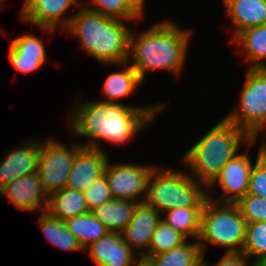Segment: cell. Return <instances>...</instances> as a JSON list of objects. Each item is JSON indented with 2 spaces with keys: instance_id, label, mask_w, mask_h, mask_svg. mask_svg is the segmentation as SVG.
<instances>
[{
  "instance_id": "1",
  "label": "cell",
  "mask_w": 266,
  "mask_h": 266,
  "mask_svg": "<svg viewBox=\"0 0 266 266\" xmlns=\"http://www.w3.org/2000/svg\"><path fill=\"white\" fill-rule=\"evenodd\" d=\"M74 107L71 129L76 135L91 140L84 142L85 144L80 143L81 146L103 150L99 144L100 140L115 145L133 140L138 131L153 122L165 104L160 102L155 106L134 107L124 103L93 100L76 104Z\"/></svg>"
},
{
  "instance_id": "2",
  "label": "cell",
  "mask_w": 266,
  "mask_h": 266,
  "mask_svg": "<svg viewBox=\"0 0 266 266\" xmlns=\"http://www.w3.org/2000/svg\"><path fill=\"white\" fill-rule=\"evenodd\" d=\"M191 32L164 20L136 34L131 31L127 61L144 81L152 70L172 71L181 74L184 67ZM131 59V60H130Z\"/></svg>"
},
{
  "instance_id": "3",
  "label": "cell",
  "mask_w": 266,
  "mask_h": 266,
  "mask_svg": "<svg viewBox=\"0 0 266 266\" xmlns=\"http://www.w3.org/2000/svg\"><path fill=\"white\" fill-rule=\"evenodd\" d=\"M125 22L103 16L83 4L65 30L78 39L86 54L101 63L114 65L128 59L132 29Z\"/></svg>"
},
{
  "instance_id": "4",
  "label": "cell",
  "mask_w": 266,
  "mask_h": 266,
  "mask_svg": "<svg viewBox=\"0 0 266 266\" xmlns=\"http://www.w3.org/2000/svg\"><path fill=\"white\" fill-rule=\"evenodd\" d=\"M254 141L244 130L223 118L186 152L182 163L197 182L208 187L223 166L238 154L240 145L251 147Z\"/></svg>"
},
{
  "instance_id": "5",
  "label": "cell",
  "mask_w": 266,
  "mask_h": 266,
  "mask_svg": "<svg viewBox=\"0 0 266 266\" xmlns=\"http://www.w3.org/2000/svg\"><path fill=\"white\" fill-rule=\"evenodd\" d=\"M206 188L190 172L154 167L147 182L145 202L160 213L177 207H203L209 193Z\"/></svg>"
},
{
  "instance_id": "6",
  "label": "cell",
  "mask_w": 266,
  "mask_h": 266,
  "mask_svg": "<svg viewBox=\"0 0 266 266\" xmlns=\"http://www.w3.org/2000/svg\"><path fill=\"white\" fill-rule=\"evenodd\" d=\"M207 197L197 241L203 255L210 244L226 248L225 252H242L247 222L240 209L236 204L214 202L210 193Z\"/></svg>"
},
{
  "instance_id": "7",
  "label": "cell",
  "mask_w": 266,
  "mask_h": 266,
  "mask_svg": "<svg viewBox=\"0 0 266 266\" xmlns=\"http://www.w3.org/2000/svg\"><path fill=\"white\" fill-rule=\"evenodd\" d=\"M239 100V107L224 118L256 139L266 130V68L248 69Z\"/></svg>"
},
{
  "instance_id": "8",
  "label": "cell",
  "mask_w": 266,
  "mask_h": 266,
  "mask_svg": "<svg viewBox=\"0 0 266 266\" xmlns=\"http://www.w3.org/2000/svg\"><path fill=\"white\" fill-rule=\"evenodd\" d=\"M82 147L80 143H74L68 148L51 137L40 142L37 172L41 186L48 196L66 188L76 154Z\"/></svg>"
},
{
  "instance_id": "9",
  "label": "cell",
  "mask_w": 266,
  "mask_h": 266,
  "mask_svg": "<svg viewBox=\"0 0 266 266\" xmlns=\"http://www.w3.org/2000/svg\"><path fill=\"white\" fill-rule=\"evenodd\" d=\"M155 166L131 163L111 164L105 169L113 199L144 202L147 194V182ZM140 198V201H138ZM138 199V200H137Z\"/></svg>"
},
{
  "instance_id": "10",
  "label": "cell",
  "mask_w": 266,
  "mask_h": 266,
  "mask_svg": "<svg viewBox=\"0 0 266 266\" xmlns=\"http://www.w3.org/2000/svg\"><path fill=\"white\" fill-rule=\"evenodd\" d=\"M254 164L250 160L247 152L238 153L229 160L222 168L220 174L207 187V190L217 187V183L224 191V195L215 200L218 203L236 204L248 193L250 174Z\"/></svg>"
},
{
  "instance_id": "11",
  "label": "cell",
  "mask_w": 266,
  "mask_h": 266,
  "mask_svg": "<svg viewBox=\"0 0 266 266\" xmlns=\"http://www.w3.org/2000/svg\"><path fill=\"white\" fill-rule=\"evenodd\" d=\"M80 0H25L20 14L21 21L29 22L47 32L54 33L57 26L66 29L72 16L61 17L71 6L81 7ZM61 21V24L59 22Z\"/></svg>"
},
{
  "instance_id": "12",
  "label": "cell",
  "mask_w": 266,
  "mask_h": 266,
  "mask_svg": "<svg viewBox=\"0 0 266 266\" xmlns=\"http://www.w3.org/2000/svg\"><path fill=\"white\" fill-rule=\"evenodd\" d=\"M108 154L104 150L82 147L76 154L66 188L84 192L105 173Z\"/></svg>"
},
{
  "instance_id": "13",
  "label": "cell",
  "mask_w": 266,
  "mask_h": 266,
  "mask_svg": "<svg viewBox=\"0 0 266 266\" xmlns=\"http://www.w3.org/2000/svg\"><path fill=\"white\" fill-rule=\"evenodd\" d=\"M3 194L16 208L23 211H47L49 196L41 186L38 172L25 175L4 186L0 190V196Z\"/></svg>"
},
{
  "instance_id": "14",
  "label": "cell",
  "mask_w": 266,
  "mask_h": 266,
  "mask_svg": "<svg viewBox=\"0 0 266 266\" xmlns=\"http://www.w3.org/2000/svg\"><path fill=\"white\" fill-rule=\"evenodd\" d=\"M162 217L159 211L148 205L145 201L136 205L132 219L121 232V235L123 240L132 249L133 247L145 249H142L141 252L138 253L139 257L142 258L148 251L152 235Z\"/></svg>"
},
{
  "instance_id": "15",
  "label": "cell",
  "mask_w": 266,
  "mask_h": 266,
  "mask_svg": "<svg viewBox=\"0 0 266 266\" xmlns=\"http://www.w3.org/2000/svg\"><path fill=\"white\" fill-rule=\"evenodd\" d=\"M40 152V141L33 139L23 146L13 148L0 161V190L25 175L36 173Z\"/></svg>"
},
{
  "instance_id": "16",
  "label": "cell",
  "mask_w": 266,
  "mask_h": 266,
  "mask_svg": "<svg viewBox=\"0 0 266 266\" xmlns=\"http://www.w3.org/2000/svg\"><path fill=\"white\" fill-rule=\"evenodd\" d=\"M88 248L97 266H135L141 260H135L138 253L135 254L118 232H109L87 247L86 251Z\"/></svg>"
},
{
  "instance_id": "17",
  "label": "cell",
  "mask_w": 266,
  "mask_h": 266,
  "mask_svg": "<svg viewBox=\"0 0 266 266\" xmlns=\"http://www.w3.org/2000/svg\"><path fill=\"white\" fill-rule=\"evenodd\" d=\"M234 26V38L248 28L266 24V0H222Z\"/></svg>"
},
{
  "instance_id": "18",
  "label": "cell",
  "mask_w": 266,
  "mask_h": 266,
  "mask_svg": "<svg viewBox=\"0 0 266 266\" xmlns=\"http://www.w3.org/2000/svg\"><path fill=\"white\" fill-rule=\"evenodd\" d=\"M128 61L115 64L122 65L124 70L111 73L107 76L103 86L102 93L104 98L99 101L107 103H121L120 98H126L133 94L138 85L143 82L138 72L130 65Z\"/></svg>"
},
{
  "instance_id": "19",
  "label": "cell",
  "mask_w": 266,
  "mask_h": 266,
  "mask_svg": "<svg viewBox=\"0 0 266 266\" xmlns=\"http://www.w3.org/2000/svg\"><path fill=\"white\" fill-rule=\"evenodd\" d=\"M236 42L246 53L249 68H266V24L245 29L229 43L235 45Z\"/></svg>"
},
{
  "instance_id": "20",
  "label": "cell",
  "mask_w": 266,
  "mask_h": 266,
  "mask_svg": "<svg viewBox=\"0 0 266 266\" xmlns=\"http://www.w3.org/2000/svg\"><path fill=\"white\" fill-rule=\"evenodd\" d=\"M47 211L62 221L89 212L84 193L69 188L56 191L49 196Z\"/></svg>"
},
{
  "instance_id": "21",
  "label": "cell",
  "mask_w": 266,
  "mask_h": 266,
  "mask_svg": "<svg viewBox=\"0 0 266 266\" xmlns=\"http://www.w3.org/2000/svg\"><path fill=\"white\" fill-rule=\"evenodd\" d=\"M139 202L112 199L93 211L110 232L121 233L132 219L136 205Z\"/></svg>"
},
{
  "instance_id": "22",
  "label": "cell",
  "mask_w": 266,
  "mask_h": 266,
  "mask_svg": "<svg viewBox=\"0 0 266 266\" xmlns=\"http://www.w3.org/2000/svg\"><path fill=\"white\" fill-rule=\"evenodd\" d=\"M64 222L84 250L110 232L93 212L66 219Z\"/></svg>"
},
{
  "instance_id": "23",
  "label": "cell",
  "mask_w": 266,
  "mask_h": 266,
  "mask_svg": "<svg viewBox=\"0 0 266 266\" xmlns=\"http://www.w3.org/2000/svg\"><path fill=\"white\" fill-rule=\"evenodd\" d=\"M37 222L47 240L54 246L68 251H85L65 222L53 217L48 211L42 212Z\"/></svg>"
},
{
  "instance_id": "24",
  "label": "cell",
  "mask_w": 266,
  "mask_h": 266,
  "mask_svg": "<svg viewBox=\"0 0 266 266\" xmlns=\"http://www.w3.org/2000/svg\"><path fill=\"white\" fill-rule=\"evenodd\" d=\"M205 256L198 242H185L169 251L151 255L146 261L151 266H195Z\"/></svg>"
},
{
  "instance_id": "25",
  "label": "cell",
  "mask_w": 266,
  "mask_h": 266,
  "mask_svg": "<svg viewBox=\"0 0 266 266\" xmlns=\"http://www.w3.org/2000/svg\"><path fill=\"white\" fill-rule=\"evenodd\" d=\"M202 209L203 207H177L163 213L166 216L162 219L187 239H198Z\"/></svg>"
},
{
  "instance_id": "26",
  "label": "cell",
  "mask_w": 266,
  "mask_h": 266,
  "mask_svg": "<svg viewBox=\"0 0 266 266\" xmlns=\"http://www.w3.org/2000/svg\"><path fill=\"white\" fill-rule=\"evenodd\" d=\"M188 239L168 225L163 219L158 223L152 235L146 254L141 258L147 260L151 255H157L184 244Z\"/></svg>"
},
{
  "instance_id": "27",
  "label": "cell",
  "mask_w": 266,
  "mask_h": 266,
  "mask_svg": "<svg viewBox=\"0 0 266 266\" xmlns=\"http://www.w3.org/2000/svg\"><path fill=\"white\" fill-rule=\"evenodd\" d=\"M243 253L253 264L266 260V221L247 223Z\"/></svg>"
},
{
  "instance_id": "28",
  "label": "cell",
  "mask_w": 266,
  "mask_h": 266,
  "mask_svg": "<svg viewBox=\"0 0 266 266\" xmlns=\"http://www.w3.org/2000/svg\"><path fill=\"white\" fill-rule=\"evenodd\" d=\"M90 2L91 5H94L93 7L90 4L86 5L90 10L100 13L106 17L122 21L142 19V16L129 4L127 0H91Z\"/></svg>"
},
{
  "instance_id": "29",
  "label": "cell",
  "mask_w": 266,
  "mask_h": 266,
  "mask_svg": "<svg viewBox=\"0 0 266 266\" xmlns=\"http://www.w3.org/2000/svg\"><path fill=\"white\" fill-rule=\"evenodd\" d=\"M266 137L257 154L256 162L252 168L248 193L266 199Z\"/></svg>"
},
{
  "instance_id": "30",
  "label": "cell",
  "mask_w": 266,
  "mask_h": 266,
  "mask_svg": "<svg viewBox=\"0 0 266 266\" xmlns=\"http://www.w3.org/2000/svg\"><path fill=\"white\" fill-rule=\"evenodd\" d=\"M88 211L93 212L101 205L113 199L106 175H102L83 192Z\"/></svg>"
},
{
  "instance_id": "31",
  "label": "cell",
  "mask_w": 266,
  "mask_h": 266,
  "mask_svg": "<svg viewBox=\"0 0 266 266\" xmlns=\"http://www.w3.org/2000/svg\"><path fill=\"white\" fill-rule=\"evenodd\" d=\"M236 205L247 223L266 221V199L246 194Z\"/></svg>"
},
{
  "instance_id": "32",
  "label": "cell",
  "mask_w": 266,
  "mask_h": 266,
  "mask_svg": "<svg viewBox=\"0 0 266 266\" xmlns=\"http://www.w3.org/2000/svg\"><path fill=\"white\" fill-rule=\"evenodd\" d=\"M10 45L24 57L46 58L45 45L35 35L19 36L13 39Z\"/></svg>"
},
{
  "instance_id": "33",
  "label": "cell",
  "mask_w": 266,
  "mask_h": 266,
  "mask_svg": "<svg viewBox=\"0 0 266 266\" xmlns=\"http://www.w3.org/2000/svg\"><path fill=\"white\" fill-rule=\"evenodd\" d=\"M9 60L11 64L22 73H30L38 70L47 58H30L19 54L11 45L9 46Z\"/></svg>"
},
{
  "instance_id": "34",
  "label": "cell",
  "mask_w": 266,
  "mask_h": 266,
  "mask_svg": "<svg viewBox=\"0 0 266 266\" xmlns=\"http://www.w3.org/2000/svg\"><path fill=\"white\" fill-rule=\"evenodd\" d=\"M247 258L248 256L243 252H225L219 261L208 266H255L252 262L249 264Z\"/></svg>"
},
{
  "instance_id": "35",
  "label": "cell",
  "mask_w": 266,
  "mask_h": 266,
  "mask_svg": "<svg viewBox=\"0 0 266 266\" xmlns=\"http://www.w3.org/2000/svg\"><path fill=\"white\" fill-rule=\"evenodd\" d=\"M129 4L142 16L144 17V1L145 0H127Z\"/></svg>"
},
{
  "instance_id": "36",
  "label": "cell",
  "mask_w": 266,
  "mask_h": 266,
  "mask_svg": "<svg viewBox=\"0 0 266 266\" xmlns=\"http://www.w3.org/2000/svg\"><path fill=\"white\" fill-rule=\"evenodd\" d=\"M135 266H151L148 261L146 260H140Z\"/></svg>"
},
{
  "instance_id": "37",
  "label": "cell",
  "mask_w": 266,
  "mask_h": 266,
  "mask_svg": "<svg viewBox=\"0 0 266 266\" xmlns=\"http://www.w3.org/2000/svg\"><path fill=\"white\" fill-rule=\"evenodd\" d=\"M195 266H208V263L205 262V259L203 258L197 265Z\"/></svg>"
},
{
  "instance_id": "38",
  "label": "cell",
  "mask_w": 266,
  "mask_h": 266,
  "mask_svg": "<svg viewBox=\"0 0 266 266\" xmlns=\"http://www.w3.org/2000/svg\"><path fill=\"white\" fill-rule=\"evenodd\" d=\"M255 266H266V260L257 263Z\"/></svg>"
},
{
  "instance_id": "39",
  "label": "cell",
  "mask_w": 266,
  "mask_h": 266,
  "mask_svg": "<svg viewBox=\"0 0 266 266\" xmlns=\"http://www.w3.org/2000/svg\"><path fill=\"white\" fill-rule=\"evenodd\" d=\"M4 4L3 0H0V9L3 8Z\"/></svg>"
}]
</instances>
